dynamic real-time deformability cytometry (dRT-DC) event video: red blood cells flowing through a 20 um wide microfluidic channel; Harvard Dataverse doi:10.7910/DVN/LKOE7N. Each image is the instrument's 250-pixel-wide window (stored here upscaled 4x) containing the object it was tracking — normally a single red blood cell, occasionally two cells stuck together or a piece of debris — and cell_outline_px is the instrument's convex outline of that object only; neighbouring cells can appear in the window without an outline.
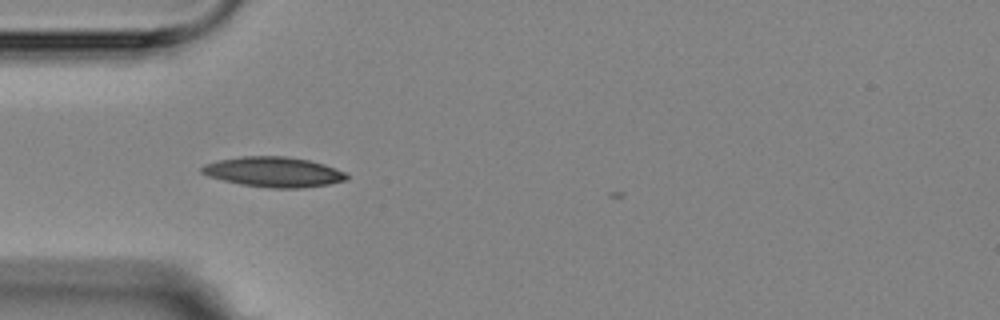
{"species": "Egyptian fruit bat (a non-hibernating species)", "species_latin": "Rousettus aegyptiacus", "temperature_condition": "room temperature", "stored_images_in_passage": 3, "camera_frame_rate_fps": 3000, "um_per_image_px": 0.085, "animal": {"sex": "female"}, "frame": {"image": 1, "passage_image": 2, "time_ms": 1.0, "image_size_px": [1000, 320], "cell_outline_px": [[348, 180], [328, 184], [300, 188], [272, 188], [240, 184], [208, 176], [200, 172], [200, 168], [204, 164], [216, 160], [240, 156], [284, 156], [308, 160], [324, 164], [344, 172], [348, 176]], "centroid_in_image_um": [23.22, 14.61], "position_along_channel_um": 61.8, "area_um2": 25.37}}